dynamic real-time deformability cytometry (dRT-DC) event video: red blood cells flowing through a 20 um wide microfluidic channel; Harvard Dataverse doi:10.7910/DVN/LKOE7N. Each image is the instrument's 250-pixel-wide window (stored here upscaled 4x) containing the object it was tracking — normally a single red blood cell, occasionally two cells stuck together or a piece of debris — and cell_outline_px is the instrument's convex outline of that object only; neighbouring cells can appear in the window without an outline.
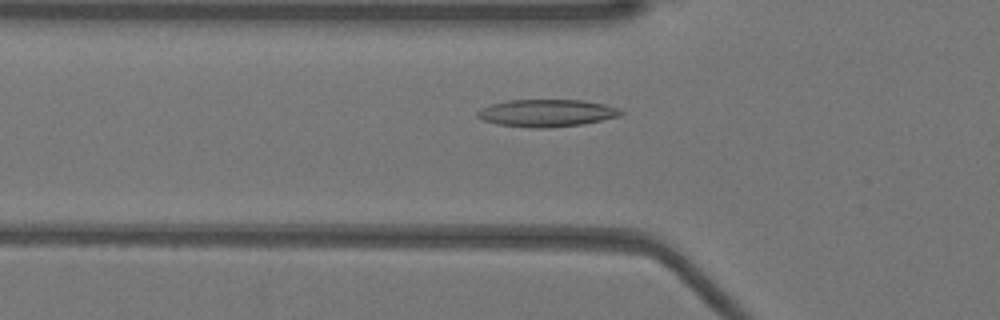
{"species": "Egyptian fruit bat (a non-hibernating species)", "species_latin": "Rousettus aegyptiacus", "temperature_condition": "warm", "stored_images_in_passage": 51, "camera_frame_rate_fps": 3000, "um_per_image_px": 0.085, "animal": {"sex": "female"}, "frame": {"image": 1, "passage_image": 17, "time_ms": 5.333, "image_size_px": [1000, 320], "cell_outline_px": [[624, 112], [620, 116], [580, 124], [548, 128], [532, 128], [496, 124], [484, 120], [476, 116], [476, 112], [480, 108], [492, 104], [508, 100], [584, 100], [604, 104], [620, 108]], "centroid_in_image_um": [46.46, 9.6], "position_along_channel_um": 79.3, "area_um2": 22.83}}
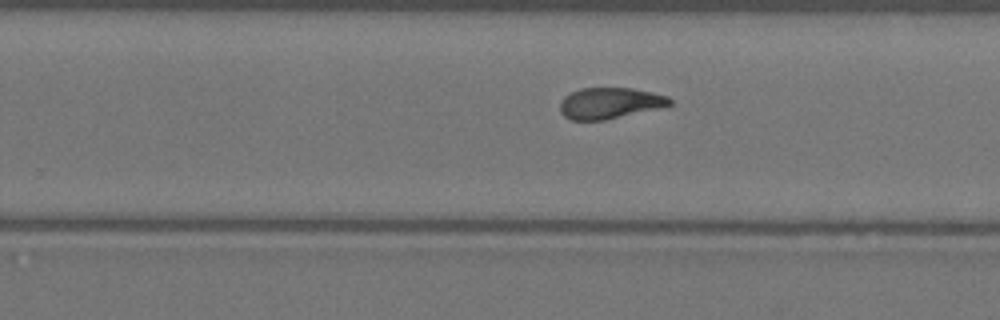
{"frame": {"image": 2, "passage_image": 32, "time_ms": 10.333, "image_size_px": [1000, 320], "cell_outline_px": [[672, 104], [604, 120], [572, 120], [564, 116], [560, 112], [560, 100], [564, 96], [580, 88], [632, 88], [652, 92], [668, 96], [672, 100]], "centroid_in_image_um": [51.78, 8.75], "position_along_channel_um": 278.0, "area_um2": 19.65}}
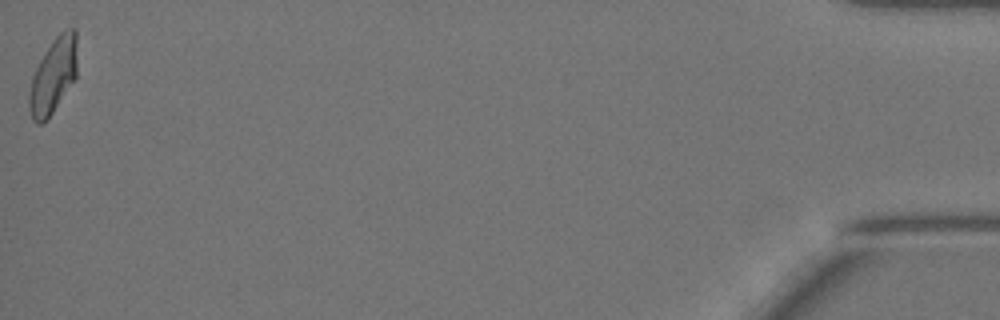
{"frame": {"image": 3, "passage_image": 51, "time_ms": 16.667, "image_size_px": [1000, 320], "cell_outline_px": [[76, 76], [52, 112], [40, 124], [36, 124], [32, 120], [28, 108], [28, 92], [32, 76], [44, 52], [56, 36], [60, 32], [68, 28], [76, 28]], "centroid_in_image_um": [4.49, 6.42], "position_along_channel_um": 430.7, "area_um2": 20.81}, "authors_computed_cell_mechanics": {"area_um2": 20.9236, "velocity_mm_per_s": 3.9603, "shape_relaxation_time_tau1_ms": 5.9955, "shape_relaxation_time_tau2_ms": 1.0314, "deformation_change_tau1": 0.1947, "deformation_change_tau2": 0.0716}}